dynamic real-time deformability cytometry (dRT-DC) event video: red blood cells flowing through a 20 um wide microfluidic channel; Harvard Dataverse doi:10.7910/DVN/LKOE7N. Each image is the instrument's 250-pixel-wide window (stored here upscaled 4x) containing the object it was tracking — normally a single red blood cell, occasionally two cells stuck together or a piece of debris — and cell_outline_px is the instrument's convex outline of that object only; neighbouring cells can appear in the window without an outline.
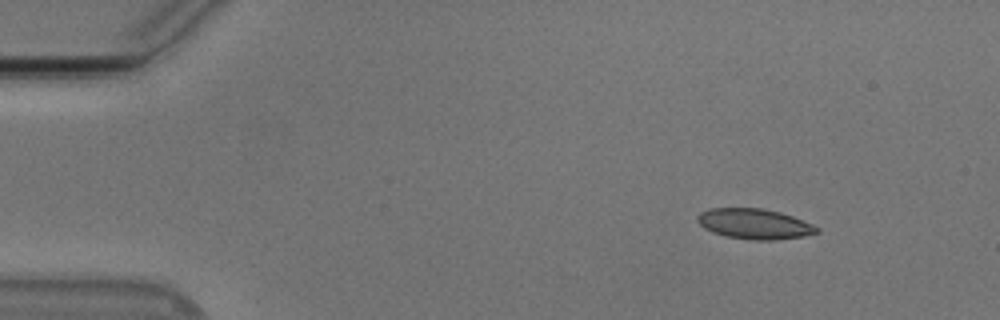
{"species": "Egyptian fruit bat (a non-hibernating species)", "species_latin": "Rousettus aegyptiacus", "temperature_condition": "cold", "stored_images_in_passage": 49, "camera_frame_rate_fps": 3000, "um_per_image_px": 0.085, "animal": {"sex": "male"}, "frame": {"image": 1, "passage_image": 1, "time_ms": 0.0, "image_size_px": [1000, 320], "cell_outline_px": [[820, 232], [804, 236], [776, 240], [752, 240], [724, 236], [712, 232], [704, 228], [696, 220], [696, 216], [700, 212], [708, 208], [764, 208], [780, 212], [792, 216], [812, 224], [820, 228]], "centroid_in_image_um": [64.11, 19.03], "position_along_channel_um": 20.9, "area_um2": 21.33}}
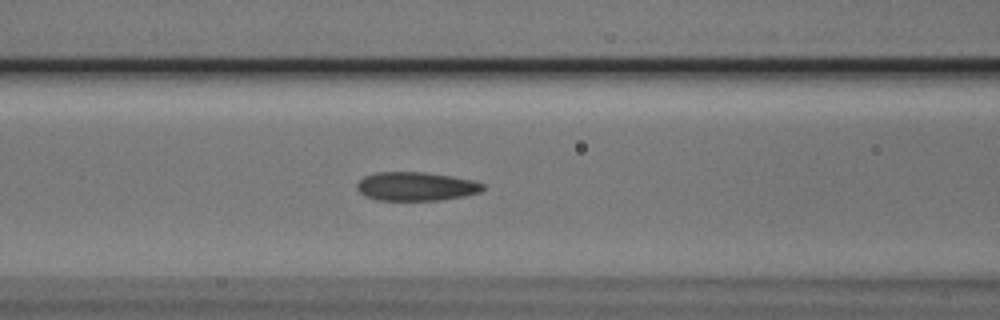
{"frame": {"image": 2, "passage_image": 17, "time_ms": 5.333, "image_size_px": [1000, 320], "cell_outline_px": [[484, 188], [480, 192], [464, 196], [440, 200], [376, 200], [364, 196], [356, 188], [356, 184], [364, 176], [376, 172], [424, 172], [452, 176], [472, 180], [484, 184]], "centroid_in_image_um": [35.34, 15.84], "position_along_channel_um": 131.3, "area_um2": 21.15}}
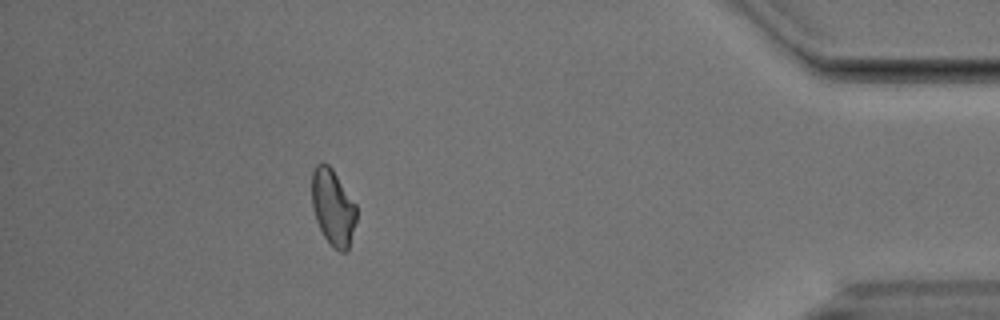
{"frame": {"image": 3, "passage_image": 43, "time_ms": 14.0, "image_size_px": [1000, 320], "cell_outline_px": [[356, 220], [348, 252], [340, 252], [324, 236], [316, 220], [312, 208], [312, 172], [316, 164], [328, 164], [332, 168], [356, 204]], "centroid_in_image_um": [28.31, 17.62], "position_along_channel_um": 406.9, "area_um2": 19.65}, "authors_computed_cell_mechanics": {"area_um2": 20.808, "velocity_mm_per_s": 3.7591, "shape_relaxation_time_tau1_ms": 9.0139, "shape_relaxation_time_tau2_ms": 2.6408, "deformation_change_tau1": 0.1807, "deformation_change_tau2": 0.0796}}